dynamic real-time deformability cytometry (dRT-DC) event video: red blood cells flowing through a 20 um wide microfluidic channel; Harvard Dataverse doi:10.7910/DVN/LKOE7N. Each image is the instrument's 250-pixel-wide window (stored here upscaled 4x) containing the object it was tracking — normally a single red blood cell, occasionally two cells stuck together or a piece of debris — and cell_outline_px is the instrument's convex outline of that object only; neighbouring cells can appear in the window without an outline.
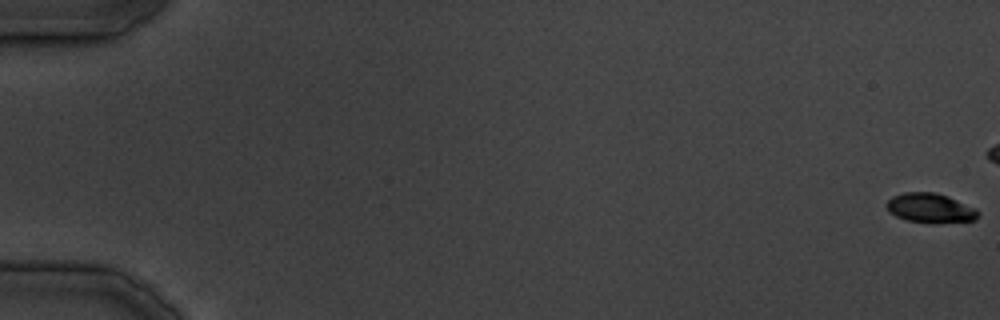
{"species": "common noctule bat (a hibernating species)", "species_latin": "Nyctalus noctula", "temperature_condition": "cold", "stored_images_in_passage": 32, "camera_frame_rate_fps": 3000, "um_per_image_px": 0.085, "animal": {"sex": "male", "body_mass_g": 19.5, "forearm_length_mm": 54.6}, "frame": {"image": 1, "passage_image": 1, "time_ms": 0.0, "image_size_px": [1000, 320], "cell_outline_px": [[980, 216], [976, 220], [932, 224], [908, 220], [896, 216], [888, 212], [884, 204], [892, 196], [904, 192], [932, 192], [948, 196], [976, 208], [980, 212]], "centroid_in_image_um": [79.08, 17.69], "position_along_channel_um": 5.9, "area_um2": 16.07}}